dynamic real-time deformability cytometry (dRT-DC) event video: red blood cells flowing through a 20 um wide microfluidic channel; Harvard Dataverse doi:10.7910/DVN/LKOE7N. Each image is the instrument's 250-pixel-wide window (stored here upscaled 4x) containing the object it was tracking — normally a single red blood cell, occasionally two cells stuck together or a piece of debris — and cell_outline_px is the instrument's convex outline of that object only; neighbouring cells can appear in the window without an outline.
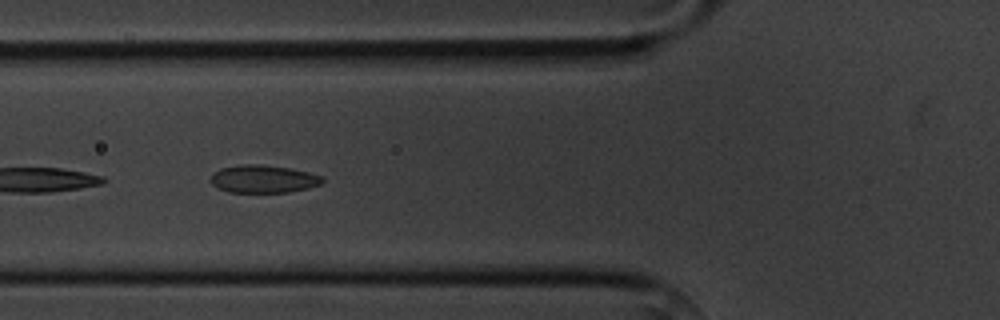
{"species": "common noctule bat (a hibernating species)", "species_latin": "Nyctalus noctula", "temperature_condition": "cold", "stored_images_in_passage": 8, "camera_frame_rate_fps": 3000, "um_per_image_px": 0.085, "animal": {"sex": "male", "body_mass_g": 20.1, "forearm_length_mm": 53.5}, "frame": {"image": 1, "passage_image": 5, "time_ms": 4.667, "image_size_px": [1000, 320], "cell_outline_px": [[324, 180], [320, 184], [308, 188], [288, 192], [228, 192], [212, 184], [208, 180], [220, 168], [240, 164], [260, 164], [288, 168], [308, 172], [324, 176]], "centroid_in_image_um": [22.38, 15.21], "position_along_channel_um": 103.4, "area_um2": 18.03}}
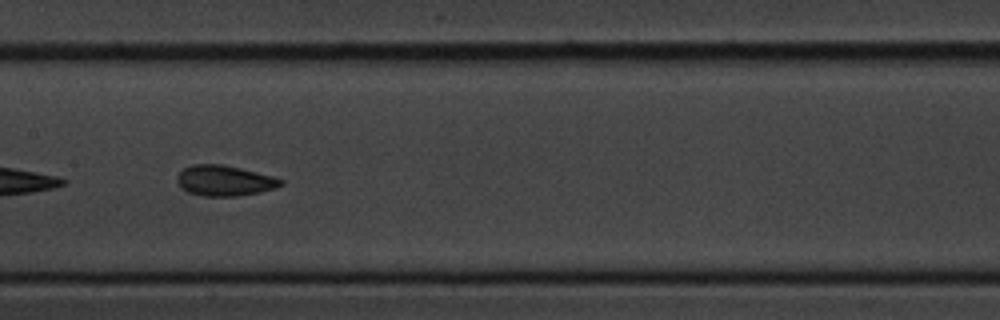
{"frame": {"image": 2, "passage_image": 7, "time_ms": 7.0, "image_size_px": [1000, 320], "cell_outline_px": [[284, 184], [276, 188], [260, 192], [236, 196], [204, 196], [188, 192], [180, 188], [176, 180], [176, 176], [184, 168], [192, 164], [224, 164], [272, 176], [284, 180]], "centroid_in_image_um": [19.07, 15.35], "position_along_channel_um": 188.3, "area_um2": 18.55}}
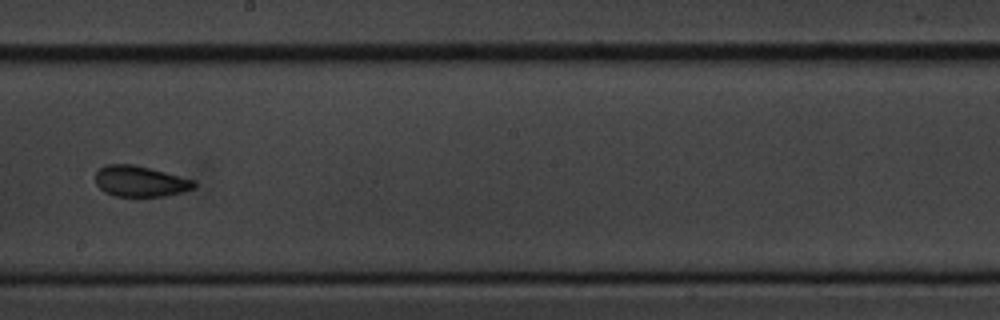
{"frame": {"image": 3, "passage_image": 8, "time_ms": 8.333, "image_size_px": [1000, 320], "cell_outline_px": [[196, 188], [184, 192], [164, 196], [116, 196], [104, 192], [96, 184], [96, 172], [100, 168], [108, 164], [132, 164], [196, 180]], "centroid_in_image_um": [11.94, 15.42], "position_along_channel_um": 236.3, "area_um2": 17.69}}